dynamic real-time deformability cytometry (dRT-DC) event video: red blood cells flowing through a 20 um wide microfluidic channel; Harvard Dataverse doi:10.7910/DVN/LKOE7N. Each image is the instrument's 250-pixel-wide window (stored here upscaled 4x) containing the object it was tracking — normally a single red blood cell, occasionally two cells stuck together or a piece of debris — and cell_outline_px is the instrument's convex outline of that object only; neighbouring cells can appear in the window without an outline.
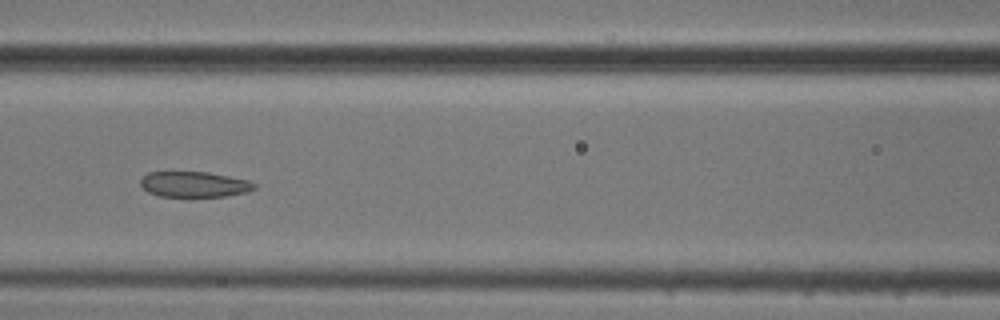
{"species": "common noctule bat (a hibernating species)", "species_latin": "Nyctalus noctula", "temperature_condition": "cold", "stored_images_in_passage": 13, "camera_frame_rate_fps": 3000, "um_per_image_px": 0.085, "animal": {"sex": "male", "body_mass_g": 20.5, "forearm_length_mm": 52.5}, "frame": {"image": 1, "passage_image": 10, "time_ms": 3.0, "image_size_px": [1000, 320], "cell_outline_px": [[256, 188], [248, 192], [228, 196], [160, 196], [148, 192], [140, 184], [140, 180], [148, 172], [208, 172], [248, 180], [256, 184]], "centroid_in_image_um": [16.53, 15.67], "position_along_channel_um": 150.1, "area_um2": 16.88}}